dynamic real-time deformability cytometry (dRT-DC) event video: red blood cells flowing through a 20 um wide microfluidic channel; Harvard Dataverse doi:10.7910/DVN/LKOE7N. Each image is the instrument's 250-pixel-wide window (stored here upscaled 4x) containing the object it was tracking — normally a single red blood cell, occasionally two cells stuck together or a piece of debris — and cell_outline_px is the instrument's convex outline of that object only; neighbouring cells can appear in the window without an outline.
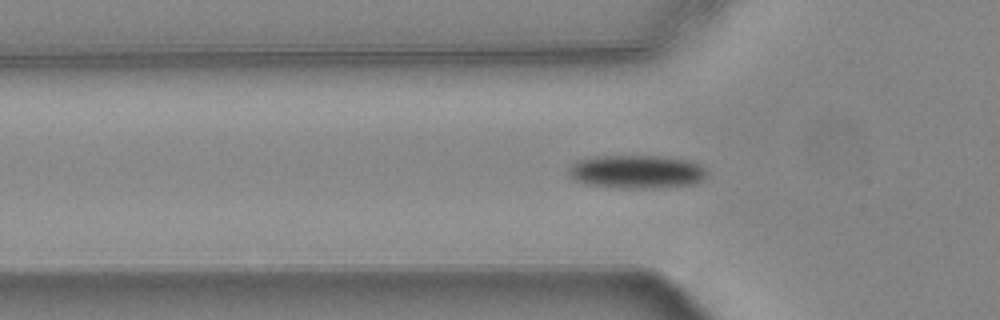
{"species": "common noctule bat (a hibernating species)", "species_latin": "Nyctalus noctula", "temperature_condition": "warm", "stored_images_in_passage": 46, "segment_of_instrument_passage": [1, 2], "camera_frame_rate_fps": 3000, "um_per_image_px": 0.085, "animal": {"sex": "female", "body_mass_g": 24.6, "forearm_length_mm": 56.2}, "frame": {"image": 1, "passage_image": 8, "time_ms": 2.333, "image_size_px": [1000, 320], "cell_outline_px": [[708, 172], [696, 184], [656, 188], [616, 188], [584, 184], [568, 176], [568, 168], [576, 160], [596, 156], [656, 156], [688, 160], [700, 164]], "centroid_in_image_um": [54.07, 14.6], "position_along_channel_um": 71.7, "area_um2": 27.11}}
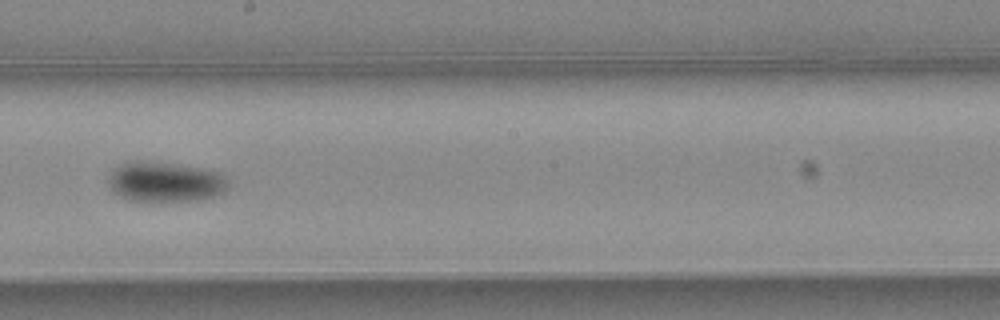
{"frame": {"image": 2, "passage_image": 21, "time_ms": 6.667, "image_size_px": [1000, 320], "cell_outline_px": [[228, 188], [224, 192], [204, 200], [128, 200], [112, 192], [108, 184], [108, 176], [112, 168], [128, 160], [144, 160], [176, 164], [200, 168], [220, 172], [228, 180]], "centroid_in_image_um": [14.0, 15.43], "position_along_channel_um": 234.2, "area_um2": 28.32}}
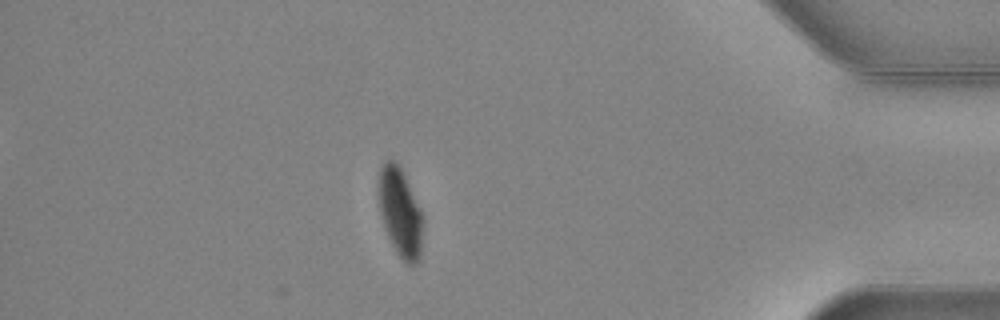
{"frame": {"image": 3, "passage_image": 38, "time_ms": 12.333, "image_size_px": [1000, 320], "cell_outline_px": [[420, 260], [416, 264], [408, 264], [396, 252], [384, 228], [380, 212], [380, 168], [388, 160], [392, 160], [400, 168], [420, 208]], "centroid_in_image_um": [34.0, 18.1], "position_along_channel_um": 401.2, "area_um2": 21.62}}